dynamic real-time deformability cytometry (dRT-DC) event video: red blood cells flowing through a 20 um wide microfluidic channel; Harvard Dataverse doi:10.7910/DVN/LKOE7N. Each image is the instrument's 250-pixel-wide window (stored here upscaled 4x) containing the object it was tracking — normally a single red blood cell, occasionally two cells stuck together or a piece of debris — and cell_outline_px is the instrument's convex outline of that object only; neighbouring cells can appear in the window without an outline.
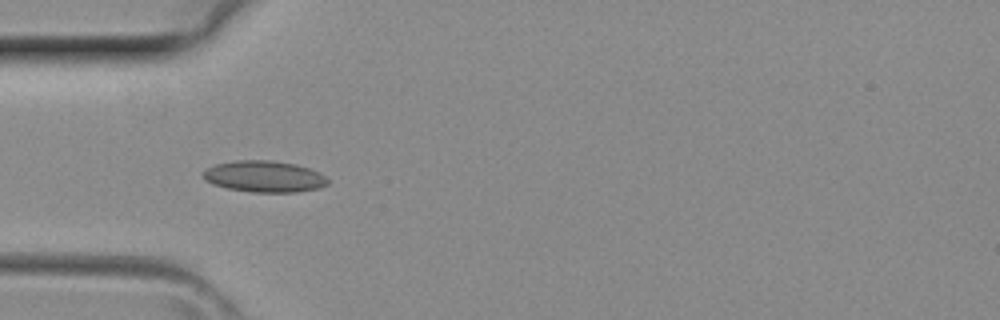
{"species": "common noctule bat (a hibernating species)", "species_latin": "Nyctalus noctula", "temperature_condition": "room temperature", "stored_images_in_passage": 2, "camera_frame_rate_fps": 3000, "um_per_image_px": 0.085, "animal": {"sex": "female", "body_mass_g": 29.2, "forearm_length_mm": 56.3}, "frame": {"image": 1, "passage_image": 2, "time_ms": 0.333, "image_size_px": [1000, 320], "cell_outline_px": [[328, 184], [320, 188], [296, 192], [252, 192], [228, 188], [212, 184], [204, 180], [200, 172], [204, 168], [216, 164], [236, 160], [272, 160], [296, 164], [320, 172], [328, 180]], "centroid_in_image_um": [22.42, 14.99], "position_along_channel_um": 62.6, "area_um2": 23.06}}